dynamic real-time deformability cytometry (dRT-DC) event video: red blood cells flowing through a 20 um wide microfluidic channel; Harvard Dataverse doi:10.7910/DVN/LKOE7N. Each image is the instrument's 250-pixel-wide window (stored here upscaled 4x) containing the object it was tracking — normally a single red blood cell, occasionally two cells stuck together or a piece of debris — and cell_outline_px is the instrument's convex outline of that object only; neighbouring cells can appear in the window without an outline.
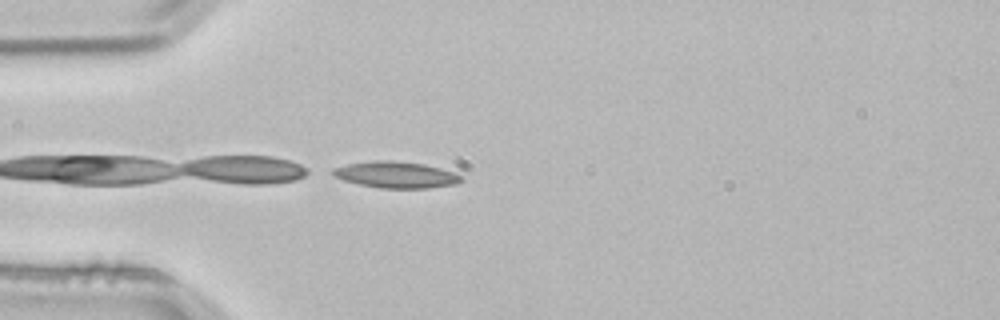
{"species": "common noctule bat (a hibernating species)", "species_latin": "Nyctalus noctula", "temperature_condition": "room temperature", "stored_images_in_passage": 4, "camera_frame_rate_fps": 3000, "um_per_image_px": 0.085, "animal": {"sex": "male", "body_mass_g": 21.5, "forearm_length_mm": 52.0}, "frame": {"image": 1, "passage_image": 4, "time_ms": 1.0, "image_size_px": [1000, 320], "cell_outline_px": [[464, 180], [456, 184], [428, 188], [380, 188], [360, 184], [344, 180], [332, 176], [332, 168], [348, 164], [372, 160], [392, 160], [424, 164], [440, 168], [452, 172], [460, 176]], "centroid_in_image_um": [33.63, 14.85], "position_along_channel_um": 51.4, "area_um2": 19.71}}